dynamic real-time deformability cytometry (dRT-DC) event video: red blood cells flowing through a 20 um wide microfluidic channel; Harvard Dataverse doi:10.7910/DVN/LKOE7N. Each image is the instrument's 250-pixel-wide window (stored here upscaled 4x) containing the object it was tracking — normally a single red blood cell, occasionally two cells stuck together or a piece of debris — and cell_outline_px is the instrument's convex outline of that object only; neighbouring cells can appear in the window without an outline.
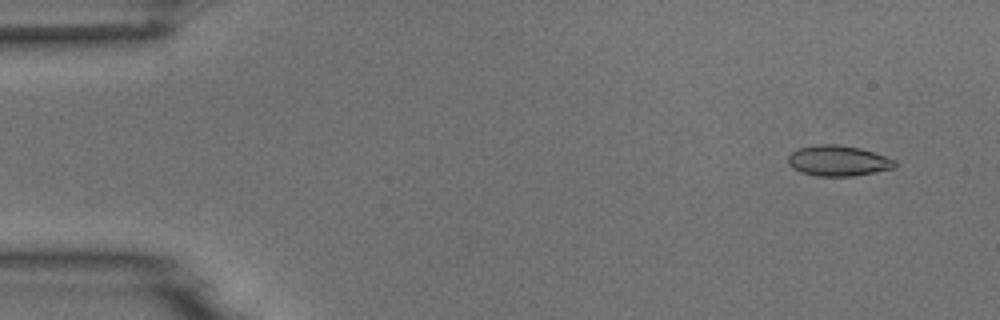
{"species": "common noctule bat (a hibernating species)", "species_latin": "Nyctalus noctula", "temperature_condition": "room temperature", "stored_images_in_passage": 6, "camera_frame_rate_fps": 3000, "um_per_image_px": 0.085, "animal": {"sex": "male", "body_mass_g": 18.8}, "frame": {"image": 1, "passage_image": 1, "time_ms": 0.0, "image_size_px": [1000, 320], "cell_outline_px": [[896, 168], [852, 176], [816, 176], [800, 172], [792, 168], [788, 164], [788, 156], [792, 152], [800, 148], [816, 144], [836, 144], [860, 148], [896, 160]], "centroid_in_image_um": [71.23, 13.67], "position_along_channel_um": 13.8, "area_um2": 19.02}}
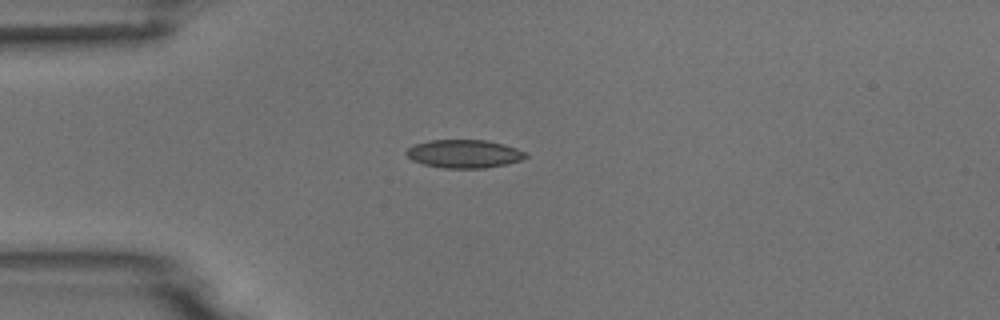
{"frame": {"image": 2, "passage_image": 4, "time_ms": 3.333, "image_size_px": [1000, 320], "cell_outline_px": [[528, 156], [520, 160], [504, 164], [484, 168], [444, 168], [424, 164], [412, 160], [404, 152], [408, 148], [416, 144], [428, 140], [488, 140], [504, 144], [516, 148], [524, 152]], "centroid_in_image_um": [39.43, 13.06], "position_along_channel_um": 45.6, "area_um2": 19.48}}
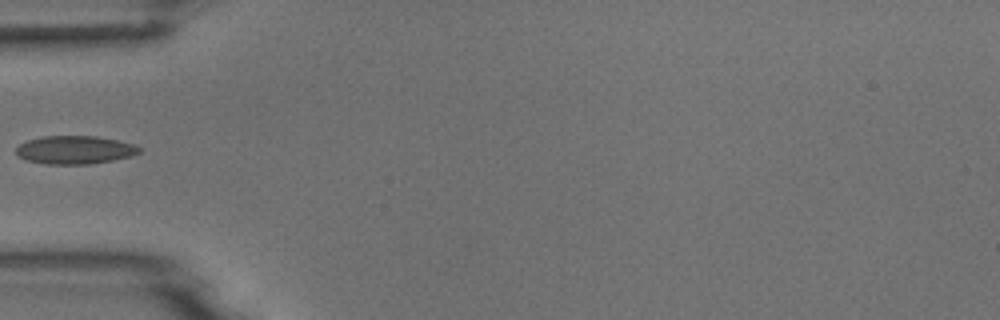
{"frame": {"image": 3, "passage_image": 5, "time_ms": 4.667, "image_size_px": [1000, 320], "cell_outline_px": [[140, 152], [132, 156], [112, 160], [88, 164], [44, 164], [24, 160], [16, 156], [16, 148], [20, 144], [28, 140], [40, 136], [96, 136], [136, 144], [140, 148]], "centroid_in_image_um": [6.33, 12.74], "position_along_channel_um": 78.7, "area_um2": 20.4}}